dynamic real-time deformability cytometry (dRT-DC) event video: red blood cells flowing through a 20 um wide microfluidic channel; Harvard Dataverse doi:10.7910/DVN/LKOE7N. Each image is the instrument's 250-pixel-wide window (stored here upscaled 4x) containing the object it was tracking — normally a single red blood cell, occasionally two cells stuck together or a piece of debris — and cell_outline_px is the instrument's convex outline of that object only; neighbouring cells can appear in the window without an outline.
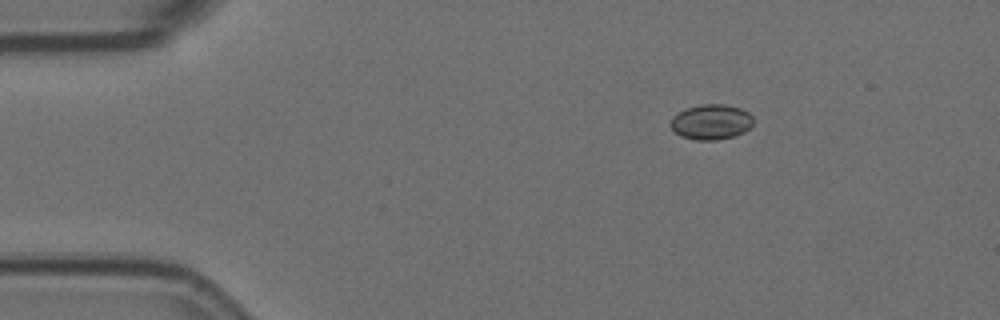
{"species": "Egyptian fruit bat (a non-hibernating species)", "species_latin": "Rousettus aegyptiacus", "temperature_condition": "room temperature", "stored_images_in_passage": 4, "camera_frame_rate_fps": 3000, "um_per_image_px": 0.085, "animal": {"sex": "female"}, "frame": {"image": 1, "passage_image": 1, "time_ms": 0.0, "image_size_px": [1000, 320], "cell_outline_px": [[752, 124], [744, 132], [736, 136], [716, 140], [696, 140], [680, 136], [672, 128], [672, 116], [688, 108], [700, 104], [724, 104], [740, 108], [748, 112], [752, 116]], "centroid_in_image_um": [60.47, 10.37], "position_along_channel_um": 24.5, "area_um2": 16.82}}
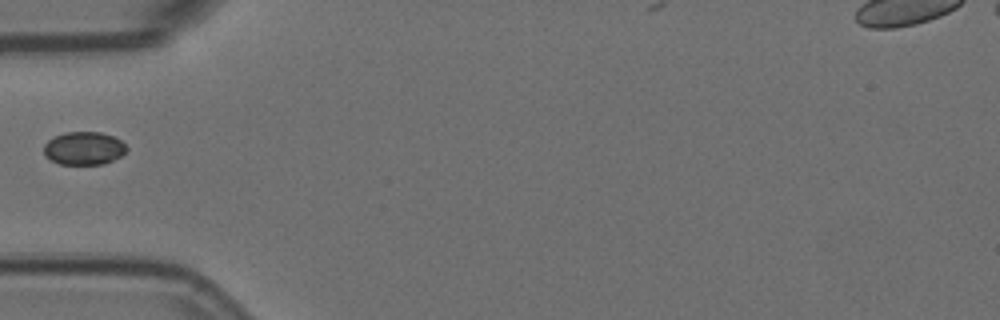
{"frame": {"image": 2, "passage_image": 4, "time_ms": 1.0, "image_size_px": [1000, 320], "cell_outline_px": [[128, 148], [120, 156], [104, 164], [60, 164], [44, 156], [44, 144], [48, 140], [64, 132], [100, 132], [112, 136], [120, 140]], "centroid_in_image_um": [7.11, 12.6], "position_along_channel_um": 77.9, "area_um2": 15.84}}